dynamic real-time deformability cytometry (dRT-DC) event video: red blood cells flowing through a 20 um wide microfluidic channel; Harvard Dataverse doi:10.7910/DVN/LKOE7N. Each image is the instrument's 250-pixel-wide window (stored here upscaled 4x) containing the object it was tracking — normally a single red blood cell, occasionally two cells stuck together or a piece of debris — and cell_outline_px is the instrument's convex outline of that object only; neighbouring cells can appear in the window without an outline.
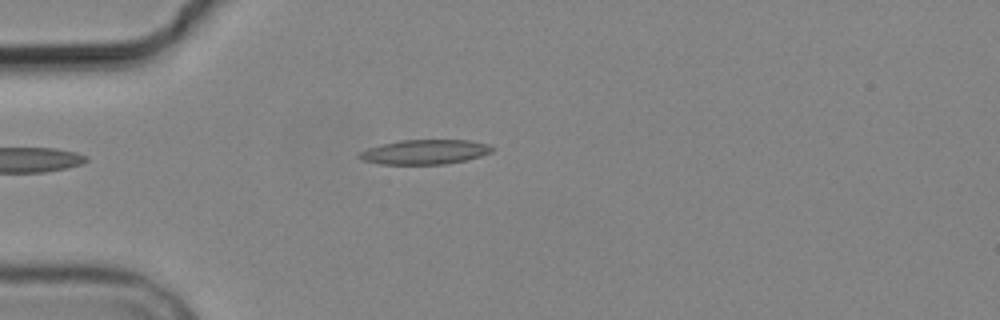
{"species": "common noctule bat (a hibernating species)", "species_latin": "Nyctalus noctula", "temperature_condition": "cold", "stored_images_in_passage": 3, "camera_frame_rate_fps": 3000, "um_per_image_px": 0.085, "animal": {"sex": "male", "body_mass_g": 19.2, "forearm_length_mm": 51.8}, "frame": {"image": 1, "passage_image": 1, "time_ms": 0.0, "image_size_px": [1000, 320], "cell_outline_px": [[492, 152], [480, 156], [464, 160], [444, 164], [380, 164], [364, 160], [356, 156], [360, 152], [368, 148], [400, 140], [468, 140], [488, 144], [492, 148]], "centroid_in_image_um": [36.1, 12.91], "position_along_channel_um": 48.9, "area_um2": 18.79}}